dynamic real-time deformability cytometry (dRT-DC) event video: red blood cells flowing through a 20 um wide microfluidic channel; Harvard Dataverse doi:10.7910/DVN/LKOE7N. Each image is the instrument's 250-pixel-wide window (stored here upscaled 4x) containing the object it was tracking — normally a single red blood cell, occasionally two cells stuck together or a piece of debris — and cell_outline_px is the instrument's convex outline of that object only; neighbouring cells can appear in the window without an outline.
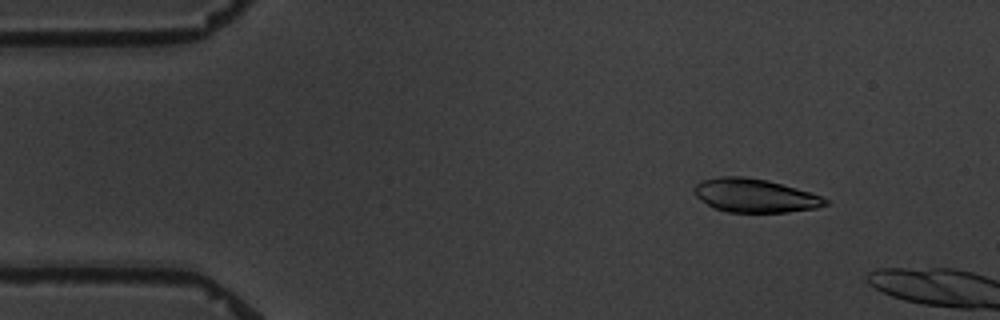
{"species": "common noctule bat (a hibernating species)", "species_latin": "Nyctalus noctula", "temperature_condition": "warm", "stored_images_in_passage": 4, "camera_frame_rate_fps": 3000, "um_per_image_px": 0.085, "animal": {"sex": "male", "body_mass_g": 19.5, "forearm_length_mm": 54.6}, "frame": {"image": 1, "passage_image": 1, "time_ms": 0.0, "image_size_px": [1000, 320], "cell_outline_px": [[828, 204], [816, 208], [788, 212], [728, 212], [712, 208], [696, 196], [692, 192], [692, 188], [696, 184], [704, 180], [720, 176], [744, 176], [768, 180], [796, 188], [820, 196], [828, 200]], "centroid_in_image_um": [64.12, 16.62], "position_along_channel_um": 20.9, "area_um2": 25.66}}